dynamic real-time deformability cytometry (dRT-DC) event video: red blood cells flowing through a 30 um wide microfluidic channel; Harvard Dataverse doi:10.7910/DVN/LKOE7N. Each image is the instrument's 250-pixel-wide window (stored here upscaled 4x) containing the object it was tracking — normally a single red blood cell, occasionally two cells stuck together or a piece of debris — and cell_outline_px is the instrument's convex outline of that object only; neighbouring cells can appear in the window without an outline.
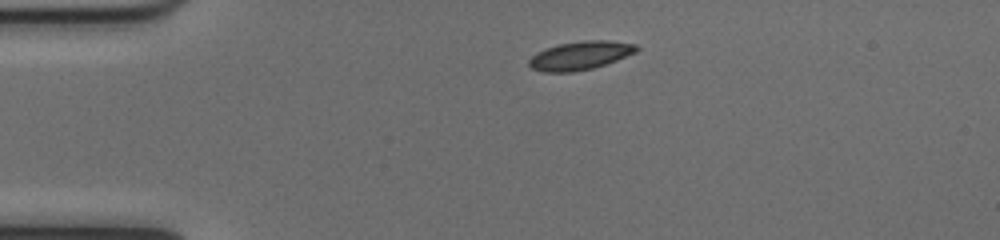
{"species": "common noctule bat (a hibernating species)", "species_latin": "Nyctalus noctula", "temperature_condition": "cold", "stored_images_in_passage": 41, "camera_frame_rate_fps": 3000, "um_per_image_px": 0.085, "animal": {"sex": "female", "body_mass_g": 17.0, "forearm_length_mm": 48.0}, "frame": {"image": 1, "passage_image": 1, "time_ms": 0.0, "image_size_px": [1000, 240], "cell_outline_px": [[640, 48], [636, 52], [616, 60], [592, 68], [572, 72], [544, 72], [532, 68], [528, 64], [528, 60], [536, 52], [544, 48], [560, 44], [584, 40], [608, 40], [636, 44]], "centroid_in_image_um": [49.3, 4.71], "position_along_channel_um": 35.7, "area_um2": 17.8}}
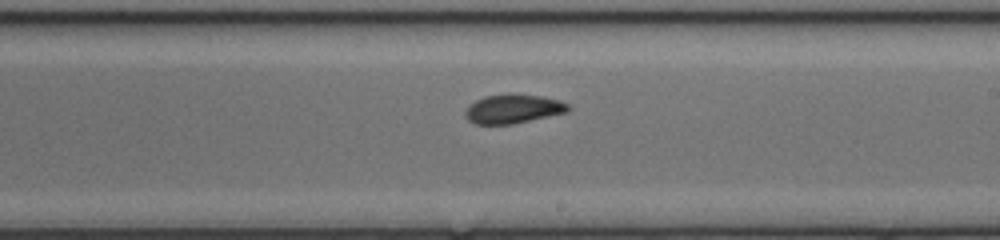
{"frame": {"image": 2, "passage_image": 20, "time_ms": 6.333, "image_size_px": [1000, 240], "cell_outline_px": [[572, 108], [568, 112], [512, 124], [476, 124], [468, 120], [464, 116], [464, 112], [468, 104], [484, 96], [508, 92], [544, 96], [560, 100], [568, 104]], "centroid_in_image_um": [43.61, 9.22], "position_along_channel_um": 245.4, "area_um2": 17.92}}
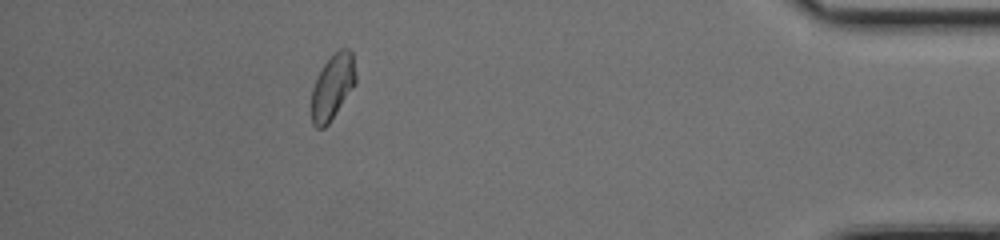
{"frame": {"image": 3, "passage_image": 36, "time_ms": 11.667, "image_size_px": [1000, 240], "cell_outline_px": [[356, 84], [328, 124], [324, 128], [316, 128], [312, 124], [312, 88], [324, 64], [340, 48], [348, 48], [352, 52], [356, 76]], "centroid_in_image_um": [28.28, 7.39], "position_along_channel_um": 406.9, "area_um2": 16.59}, "authors_computed_cell_mechanics": {"area_um2": 17.2244, "velocity_mm_per_s": 3.9986, "shape_relaxation_time_tau1_ms": 3.2672, "shape_relaxation_time_tau2_ms": 2.6048, "deformation_change_tau1": 0.1101, "deformation_change_tau2": 0.0646}}